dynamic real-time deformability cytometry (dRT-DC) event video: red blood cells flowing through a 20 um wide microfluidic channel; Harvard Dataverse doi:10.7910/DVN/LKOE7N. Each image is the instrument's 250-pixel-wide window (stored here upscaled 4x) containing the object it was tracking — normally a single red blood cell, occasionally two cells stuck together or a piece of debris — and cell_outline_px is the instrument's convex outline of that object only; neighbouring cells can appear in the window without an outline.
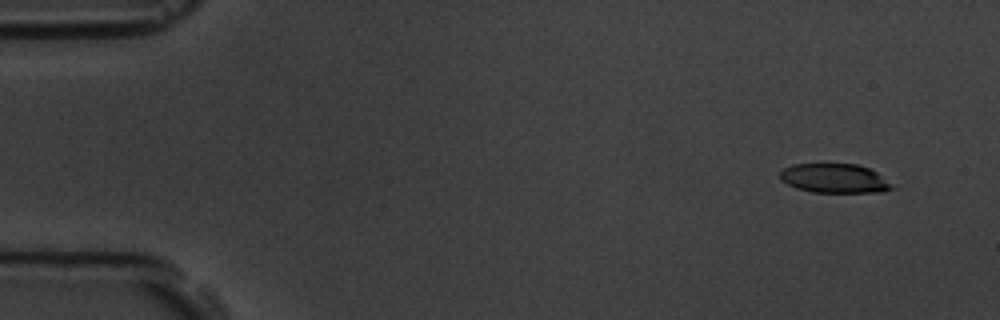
{"species": "common noctule bat (a hibernating species)", "species_latin": "Nyctalus noctula", "temperature_condition": "room temperature", "stored_images_in_passage": 6, "camera_frame_rate_fps": 3000, "um_per_image_px": 0.085, "animal": {"sex": "male", "body_mass_g": 19.5, "forearm_length_mm": 54.6}, "frame": {"image": 1, "passage_image": 1, "time_ms": 0.0, "image_size_px": [1000, 320], "cell_outline_px": [[896, 188], [884, 192], [812, 192], [796, 188], [780, 180], [780, 172], [784, 168], [792, 164], [856, 164], [868, 168], [876, 172], [892, 184]], "centroid_in_image_um": [70.94, 15.16], "position_along_channel_um": 14.1, "area_um2": 19.07}}
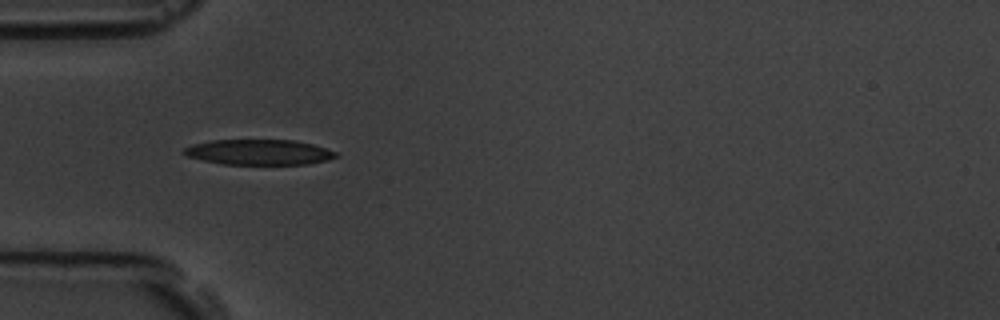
{"frame": {"image": 2, "passage_image": 5, "time_ms": 4.667, "image_size_px": [1000, 320], "cell_outline_px": [[340, 156], [328, 160], [308, 164], [224, 164], [204, 160], [188, 156], [180, 152], [184, 148], [192, 144], [212, 140], [292, 140], [312, 144], [336, 152]], "centroid_in_image_um": [22.01, 12.93], "position_along_channel_um": 63.0, "area_um2": 22.37}}
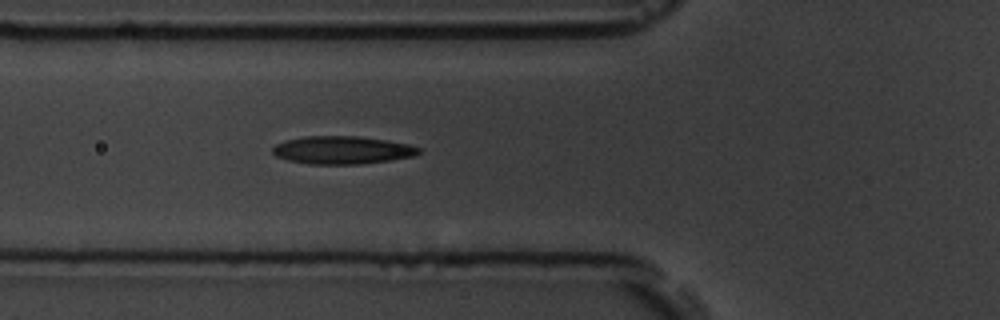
{"frame": {"image": 3, "passage_image": 6, "time_ms": 5.667, "image_size_px": [1000, 320], "cell_outline_px": [[420, 152], [416, 156], [360, 164], [308, 164], [288, 160], [276, 156], [272, 152], [272, 148], [276, 144], [284, 140], [304, 136], [360, 136], [388, 140], [408, 144], [420, 148]], "centroid_in_image_um": [29.08, 12.75], "position_along_channel_um": 96.7, "area_um2": 23.87}}